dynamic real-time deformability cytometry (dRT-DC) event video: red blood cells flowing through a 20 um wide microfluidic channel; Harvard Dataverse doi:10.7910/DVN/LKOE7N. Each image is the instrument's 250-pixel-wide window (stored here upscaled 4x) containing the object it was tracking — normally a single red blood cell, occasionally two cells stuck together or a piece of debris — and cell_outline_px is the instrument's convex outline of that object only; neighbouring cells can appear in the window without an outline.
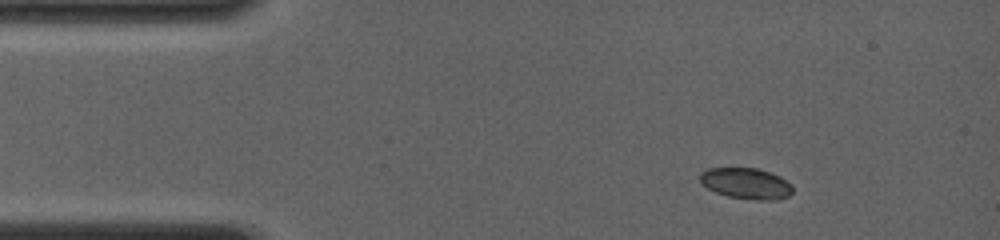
{"species": "common noctule bat (a hibernating species)", "species_latin": "Nyctalus noctula", "temperature_condition": "room temperature", "stored_images_in_passage": 10, "camera_frame_rate_fps": 4000, "um_per_image_px": 0.085, "animal": {"sex": "female", "body_mass_g": 19.0, "forearm_length_mm": 56.7}, "frame": {"image": 1, "passage_image": 1, "time_ms": 0.0, "image_size_px": [1000, 240], "cell_outline_px": [[792, 192], [788, 196], [776, 200], [756, 200], [728, 196], [716, 192], [700, 184], [700, 172], [708, 168], [760, 168], [780, 176], [792, 184]], "centroid_in_image_um": [63.42, 15.58], "position_along_channel_um": 21.6, "area_um2": 16.88}}
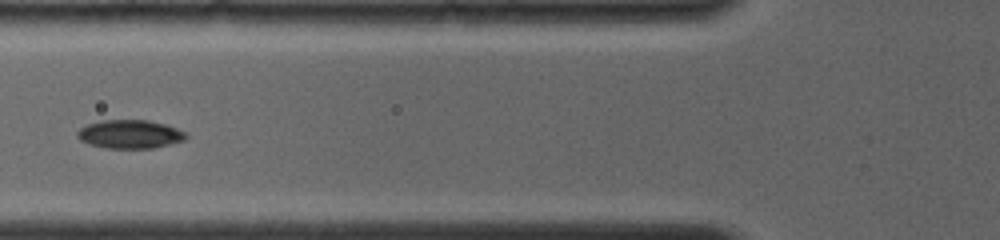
{"frame": {"image": 2, "passage_image": 5, "time_ms": 4.0, "image_size_px": [1000, 240], "cell_outline_px": [[188, 136], [184, 140], [152, 148], [104, 148], [88, 144], [80, 140], [76, 136], [76, 132], [80, 128], [88, 124], [104, 120], [148, 120], [164, 124], [176, 128], [184, 132]], "centroid_in_image_um": [11.0, 11.41], "position_along_channel_um": 114.8, "area_um2": 17.98}}
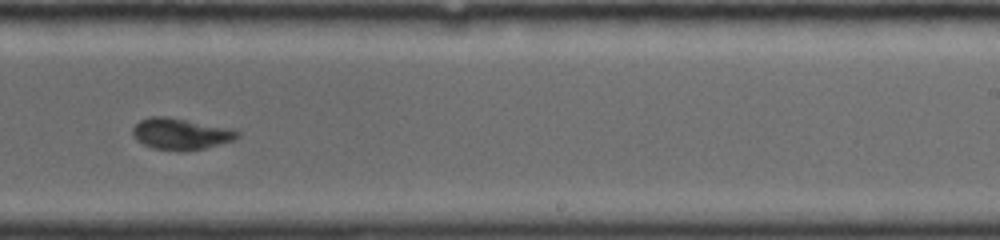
{"frame": {"image": 3, "passage_image": 9, "time_ms": 8.0, "image_size_px": [1000, 240], "cell_outline_px": [[240, 136], [232, 140], [204, 148], [184, 152], [180, 152], [152, 148], [136, 140], [132, 132], [132, 128], [140, 120], [148, 116], [164, 116], [236, 128], [240, 132]], "centroid_in_image_um": [15.38, 11.38], "position_along_channel_um": 273.6, "area_um2": 19.48}}